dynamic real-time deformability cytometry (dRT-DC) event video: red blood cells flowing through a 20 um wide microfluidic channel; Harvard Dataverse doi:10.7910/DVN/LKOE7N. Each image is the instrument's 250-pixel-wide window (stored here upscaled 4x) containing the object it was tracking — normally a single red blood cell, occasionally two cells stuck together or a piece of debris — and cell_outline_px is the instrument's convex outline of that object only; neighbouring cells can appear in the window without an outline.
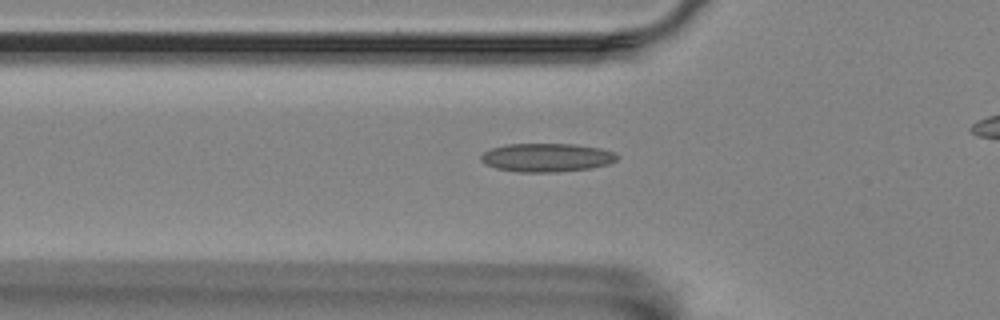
{"species": "Egyptian fruit bat (a non-hibernating species)", "species_latin": "Rousettus aegyptiacus", "temperature_condition": "room temperature", "stored_images_in_passage": 33, "camera_frame_rate_fps": 3000, "um_per_image_px": 0.085, "animal": {"sex": "female"}, "frame": {"image": 1, "passage_image": 2, "time_ms": 0.333, "image_size_px": [1000, 320], "cell_outline_px": [[620, 156], [616, 160], [608, 164], [592, 168], [556, 172], [516, 172], [496, 168], [484, 164], [480, 160], [480, 156], [484, 152], [492, 148], [508, 144], [572, 144], [600, 148], [616, 152]], "centroid_in_image_um": [46.48, 13.39], "position_along_channel_um": 79.3, "area_um2": 22.77}}
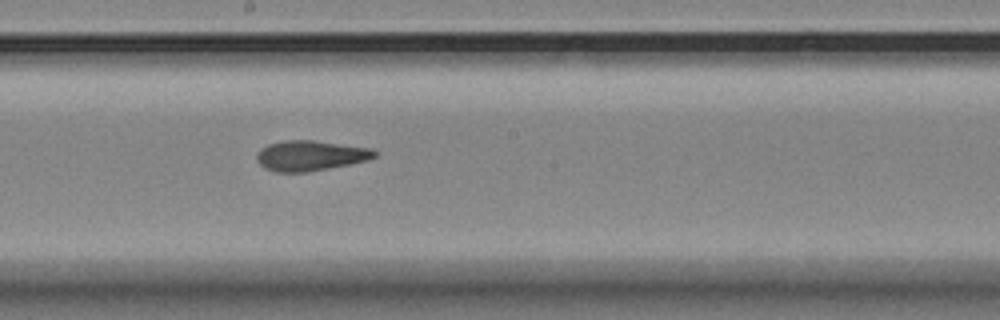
{"frame": {"image": 2, "passage_image": 14, "time_ms": 4.333, "image_size_px": [1000, 320], "cell_outline_px": [[376, 156], [368, 160], [308, 172], [276, 172], [264, 168], [256, 160], [256, 152], [260, 148], [268, 144], [284, 140], [312, 140], [372, 148], [376, 152]], "centroid_in_image_um": [26.33, 13.22], "position_along_channel_um": 221.9, "area_um2": 20.81}}
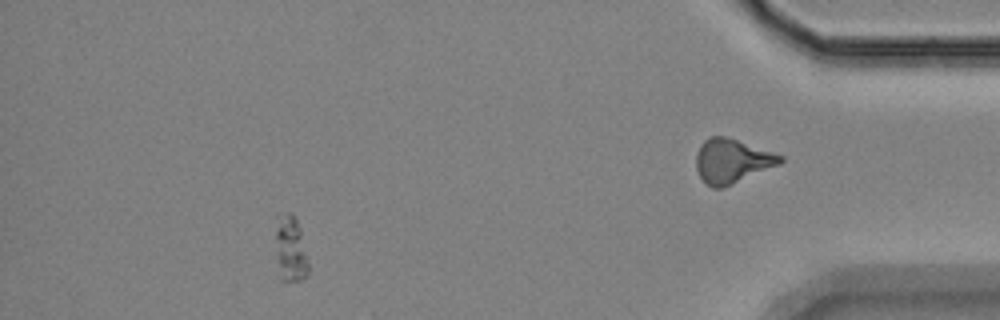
{"frame": {"image": 3, "passage_image": 27, "time_ms": 8.667, "image_size_px": [1000, 320], "cell_outline_px": [[308, 272], [300, 280], [280, 280], [276, 240], [276, 212], [288, 212], [296, 220], [300, 228], [308, 264]], "centroid_in_image_um": [24.67, 21.1], "position_along_channel_um": 410.5, "area_um2": 12.37}, "authors_computed_cell_mechanics": {"area_um2": 20.4612, "velocity_mm_per_s": 3.5288, "shape_relaxation_time_tau1_ms": 6.4647, "shape_relaxation_time_tau2_ms": 2.4154, "deformation_change_tau1": 0.1635, "deformation_change_tau2": 0.1072}}